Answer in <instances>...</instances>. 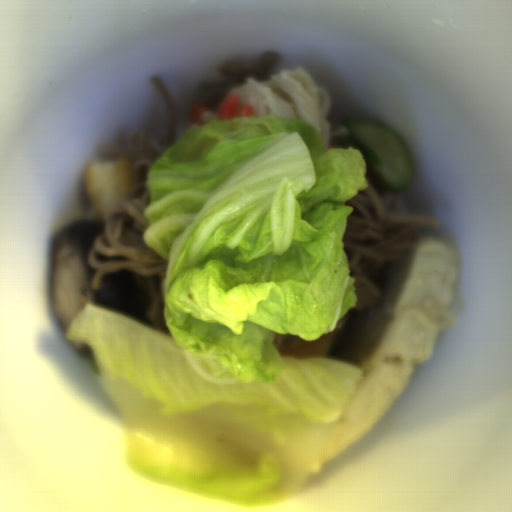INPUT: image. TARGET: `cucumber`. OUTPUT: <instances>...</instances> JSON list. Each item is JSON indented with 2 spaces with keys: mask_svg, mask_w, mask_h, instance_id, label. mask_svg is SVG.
I'll return each mask as SVG.
<instances>
[{
  "mask_svg": "<svg viewBox=\"0 0 512 512\" xmlns=\"http://www.w3.org/2000/svg\"><path fill=\"white\" fill-rule=\"evenodd\" d=\"M352 149L365 158V169L373 181L392 194L410 188L414 178L413 160L402 138L377 122L353 118L344 124Z\"/></svg>",
  "mask_w": 512,
  "mask_h": 512,
  "instance_id": "cucumber-1",
  "label": "cucumber"
}]
</instances>
